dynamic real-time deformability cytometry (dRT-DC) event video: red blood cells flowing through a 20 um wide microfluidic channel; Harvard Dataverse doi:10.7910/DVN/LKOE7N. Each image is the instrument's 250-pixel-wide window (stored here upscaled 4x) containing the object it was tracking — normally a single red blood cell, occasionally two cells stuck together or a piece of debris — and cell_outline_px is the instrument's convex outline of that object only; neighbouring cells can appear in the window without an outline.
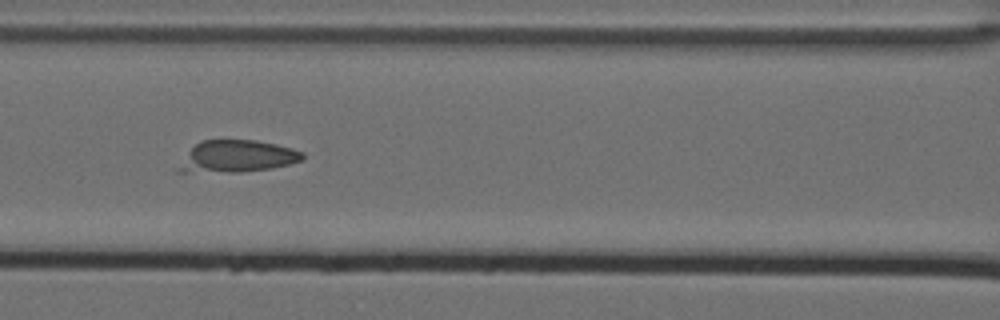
{"species": "Egyptian fruit bat (a non-hibernating species)", "species_latin": "Rousettus aegyptiacus", "temperature_condition": "cold", "stored_images_in_passage": 8, "camera_frame_rate_fps": 3000, "um_per_image_px": 0.085, "animal": {"sex": "female"}, "frame": {"image": 1, "passage_image": 7, "time_ms": 2.0, "image_size_px": [1000, 320], "cell_outline_px": [[304, 160], [272, 168], [240, 172], [176, 172], [176, 168], [188, 152], [196, 144], [204, 140], [256, 140], [276, 144], [292, 148], [304, 152]], "centroid_in_image_um": [20.16, 13.3], "position_along_channel_um": 146.4, "area_um2": 23.12}}
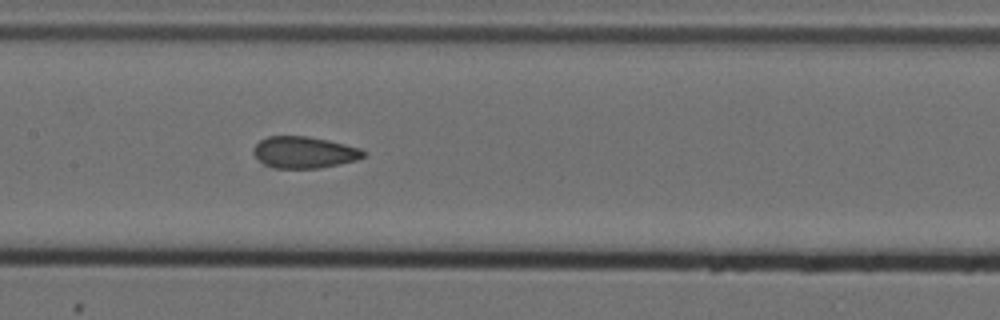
{"frame": {"image": 2, "passage_image": 8, "time_ms": 2.333, "image_size_px": [1000, 320], "cell_outline_px": [[368, 152], [364, 156], [356, 160], [320, 168], [272, 168], [264, 164], [252, 152], [252, 148], [260, 140], [268, 136], [308, 136], [328, 140], [360, 148]], "centroid_in_image_um": [25.85, 12.94], "position_along_channel_um": 181.6, "area_um2": 20.29}}